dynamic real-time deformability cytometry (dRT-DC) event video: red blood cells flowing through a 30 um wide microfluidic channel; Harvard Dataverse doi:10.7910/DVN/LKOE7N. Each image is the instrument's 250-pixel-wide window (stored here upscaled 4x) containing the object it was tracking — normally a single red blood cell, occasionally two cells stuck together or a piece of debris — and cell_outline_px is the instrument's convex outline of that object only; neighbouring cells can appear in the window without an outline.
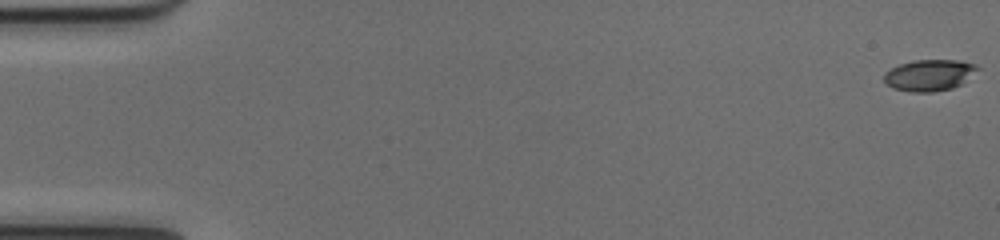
{"species": "common noctule bat (a hibernating species)", "species_latin": "Nyctalus noctula", "temperature_condition": "cold", "stored_images_in_passage": 52, "camera_frame_rate_fps": 3000, "um_per_image_px": 0.085, "animal": {"sex": "female", "body_mass_g": 17.0, "forearm_length_mm": 48.0}, "frame": {"image": 1, "passage_image": 1, "time_ms": 0.0, "image_size_px": [1000, 240], "cell_outline_px": [[980, 68], [960, 84], [952, 88], [932, 92], [912, 92], [892, 88], [884, 80], [884, 72], [900, 64], [912, 60], [960, 60], [976, 64]], "centroid_in_image_um": [78.98, 6.38], "position_along_channel_um": 6.0, "area_um2": 16.99}}
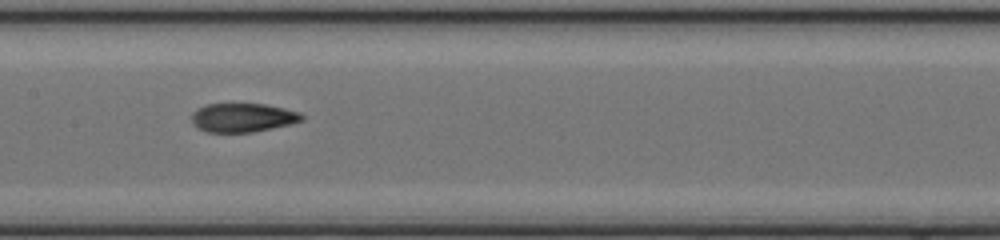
{"frame": {"image": 2, "passage_image": 27, "time_ms": 8.667, "image_size_px": [1000, 240], "cell_outline_px": [[304, 120], [272, 128], [252, 132], [208, 132], [192, 124], [192, 112], [196, 108], [204, 104], [264, 104], [284, 108], [300, 112], [304, 116]], "centroid_in_image_um": [20.62, 9.99], "position_along_channel_um": 186.8, "area_um2": 18.5}}
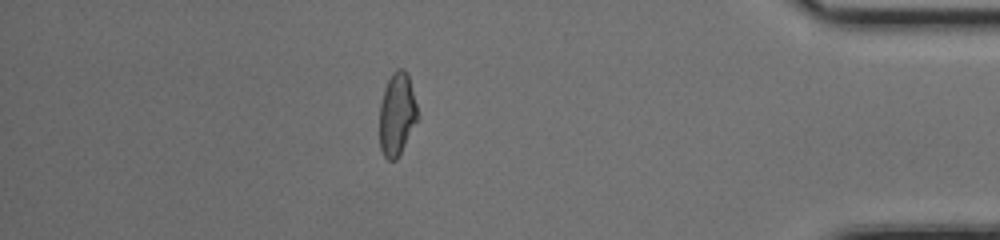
{"frame": {"image": 3, "passage_image": 46, "time_ms": 15.0, "image_size_px": [1000, 240], "cell_outline_px": [[416, 120], [396, 160], [388, 160], [384, 156], [380, 148], [380, 104], [384, 88], [392, 72], [396, 68], [404, 68], [408, 72], [416, 104]], "centroid_in_image_um": [33.71, 9.64], "position_along_channel_um": 401.5, "area_um2": 17.98}, "authors_computed_cell_mechanics": {"area_um2": 18.6116, "velocity_mm_per_s": 4.0392, "shape_relaxation_time_tau1_ms": 8.6034, "shape_relaxation_time_tau2_ms": 1.8539, "deformation_change_tau1": 0.2682, "deformation_change_tau2": 0.083}}